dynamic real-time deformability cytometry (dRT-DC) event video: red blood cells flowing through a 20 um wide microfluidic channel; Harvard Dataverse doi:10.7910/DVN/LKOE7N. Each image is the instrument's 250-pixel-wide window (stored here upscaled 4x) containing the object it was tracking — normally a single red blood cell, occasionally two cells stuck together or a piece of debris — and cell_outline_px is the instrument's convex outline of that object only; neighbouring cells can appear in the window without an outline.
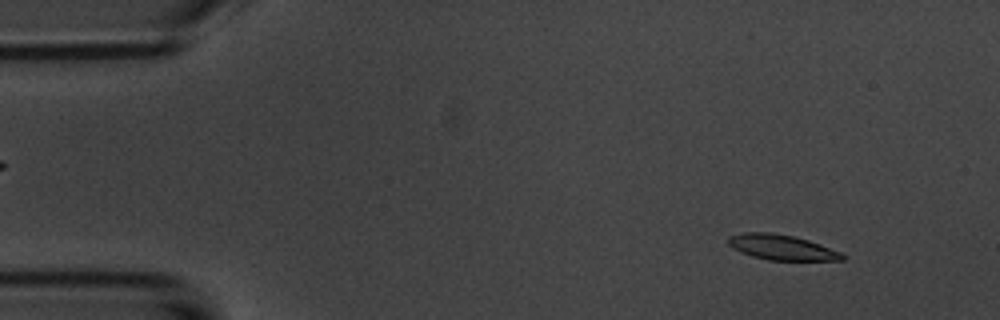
{"species": "common noctule bat (a hibernating species)", "species_latin": "Nyctalus noctula", "temperature_condition": "room temperature", "stored_images_in_passage": 5, "camera_frame_rate_fps": 3000, "um_per_image_px": 0.085, "animal": {"sex": "male", "body_mass_g": 20.1, "forearm_length_mm": 53.5}, "frame": {"image": 1, "passage_image": 1, "time_ms": 0.0, "image_size_px": [1000, 320], "cell_outline_px": [[844, 260], [768, 260], [752, 256], [740, 252], [732, 248], [728, 244], [728, 236], [744, 232], [768, 232], [796, 236], [820, 244], [840, 252], [844, 256]], "centroid_in_image_um": [66.4, 21.01], "position_along_channel_um": 18.6, "area_um2": 16.76}}
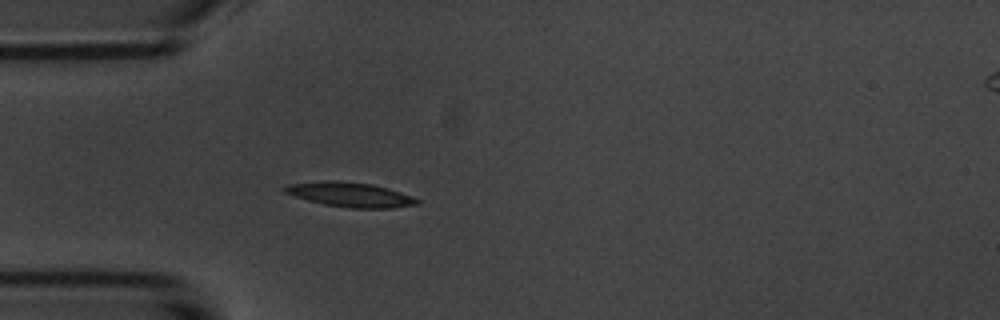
{"frame": {"image": 2, "passage_image": 4, "time_ms": 3.333, "image_size_px": [1000, 320], "cell_outline_px": [[420, 204], [392, 208], [348, 208], [324, 204], [308, 200], [284, 192], [284, 188], [288, 184], [324, 180], [336, 180], [372, 184], [388, 188], [412, 196], [420, 200]], "centroid_in_image_um": [29.8, 16.54], "position_along_channel_um": 55.2, "area_um2": 18.96}}